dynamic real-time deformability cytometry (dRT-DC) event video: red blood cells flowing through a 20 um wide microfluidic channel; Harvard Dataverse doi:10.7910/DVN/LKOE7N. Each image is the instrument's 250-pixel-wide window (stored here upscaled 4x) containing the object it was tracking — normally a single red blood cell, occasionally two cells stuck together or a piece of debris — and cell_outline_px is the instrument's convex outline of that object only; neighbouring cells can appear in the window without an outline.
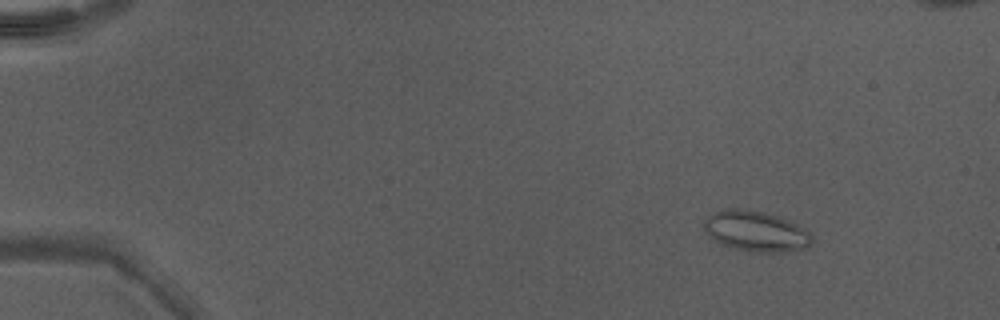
{"species": "Egyptian fruit bat (a non-hibernating species)", "species_latin": "Rousettus aegyptiacus", "temperature_condition": "warm", "stored_images_in_passage": 51, "camera_frame_rate_fps": 3000, "um_per_image_px": 0.085, "animal": {"sex": "male"}, "frame": {"image": 1, "passage_image": 7, "time_ms": 2.0, "image_size_px": [1000, 320], "cell_outline_px": [[812, 244], [808, 248], [788, 252], [748, 252], [732, 248], [720, 244], [708, 236], [704, 228], [704, 220], [708, 216], [720, 208], [744, 208], [764, 212], [788, 220], [796, 224], [808, 232], [812, 236]], "centroid_in_image_um": [64.22, 19.66], "position_along_channel_um": 20.8, "area_um2": 25.89}}
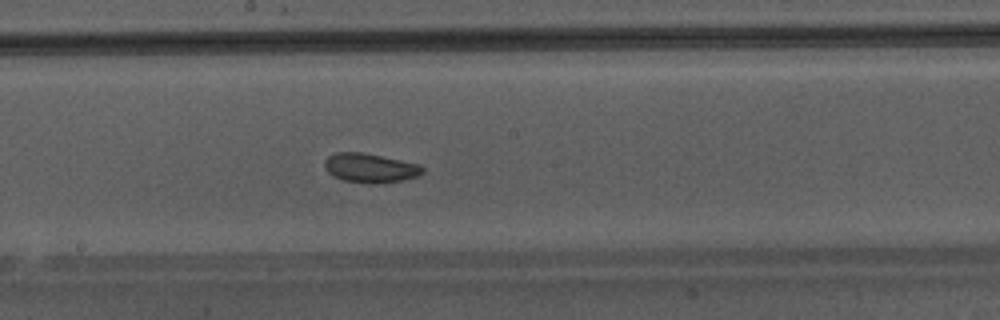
{"frame": {"image": 2, "passage_image": 29, "time_ms": 9.333, "image_size_px": [1000, 320], "cell_outline_px": [[424, 172], [416, 176], [400, 180], [372, 184], [368, 184], [344, 180], [332, 176], [324, 168], [324, 160], [328, 156], [336, 152], [360, 152], [420, 164], [424, 168]], "centroid_in_image_um": [31.42, 14.27], "position_along_channel_um": 216.8, "area_um2": 16.59}}
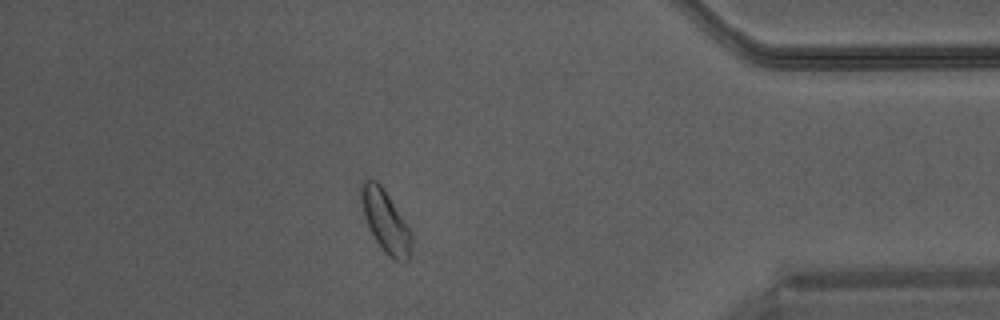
{"frame": {"image": 3, "passage_image": 44, "time_ms": 14.333, "image_size_px": [1000, 320], "cell_outline_px": [[412, 240], [408, 260], [404, 264], [392, 260], [384, 252], [368, 228], [364, 216], [360, 196], [360, 184], [364, 180], [376, 180], [380, 184], [412, 232]], "centroid_in_image_um": [32.76, 18.85], "position_along_channel_um": 402.4, "area_um2": 18.21}}